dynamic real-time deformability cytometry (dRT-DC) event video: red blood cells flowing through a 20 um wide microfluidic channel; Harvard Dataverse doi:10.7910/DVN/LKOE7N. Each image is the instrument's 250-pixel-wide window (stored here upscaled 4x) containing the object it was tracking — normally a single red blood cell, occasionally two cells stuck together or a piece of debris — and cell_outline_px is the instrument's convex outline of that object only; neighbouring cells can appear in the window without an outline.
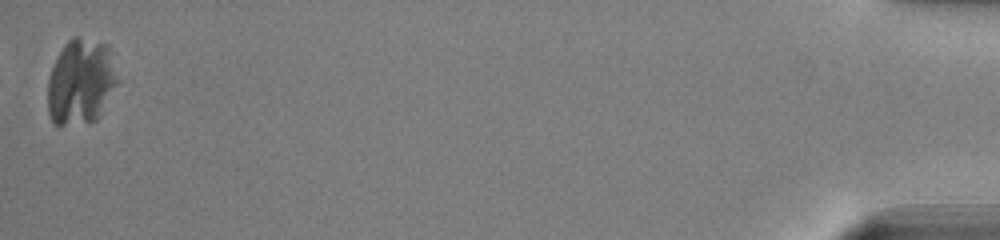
{"species": "common noctule bat (a hibernating species)", "species_latin": "Nyctalus noctula", "temperature_condition": "warm", "stored_images_in_passage": 36, "camera_frame_rate_fps": 3000, "um_per_image_px": 0.085, "animal": {"sex": "male", "body_mass_g": 13.0, "forearm_length_mm": 53.1}, "frame": {"image": 1, "passage_image": 36, "time_ms": 11.667, "image_size_px": [1000, 240], "cell_outline_px": [[120, 80], [100, 116], [96, 120], [64, 124], [52, 124], [48, 112], [48, 80], [52, 68], [64, 44], [72, 36], [76, 36], [108, 44]], "centroid_in_image_um": [6.9, 6.93], "position_along_channel_um": 428.3, "area_um2": 34.97}}